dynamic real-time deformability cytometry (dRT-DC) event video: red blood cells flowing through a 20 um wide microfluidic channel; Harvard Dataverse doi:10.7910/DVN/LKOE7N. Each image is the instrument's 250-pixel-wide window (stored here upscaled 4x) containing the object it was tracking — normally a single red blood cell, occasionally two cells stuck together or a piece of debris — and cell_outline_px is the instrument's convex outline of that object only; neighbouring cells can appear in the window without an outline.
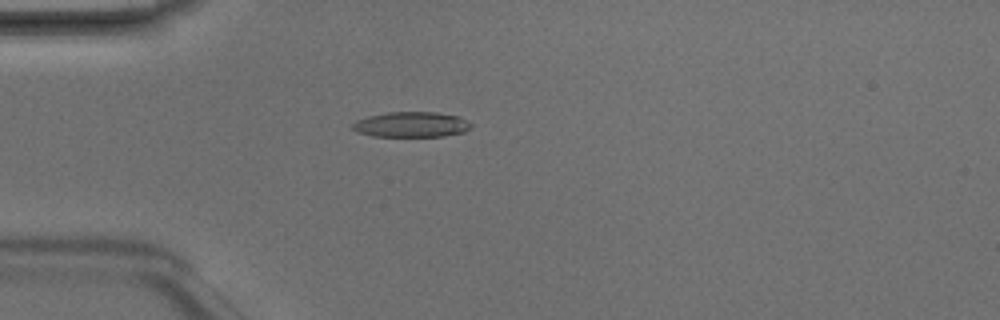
{"species": "Egyptian fruit bat (a non-hibernating species)", "species_latin": "Rousettus aegyptiacus", "temperature_condition": "room temperature", "stored_images_in_passage": 4, "camera_frame_rate_fps": 3000, "um_per_image_px": 0.085, "animal": {"sex": "male"}, "frame": {"image": 1, "passage_image": 4, "time_ms": 1.0, "image_size_px": [1000, 320], "cell_outline_px": [[472, 128], [464, 132], [444, 136], [372, 136], [356, 132], [352, 128], [352, 124], [356, 120], [368, 116], [388, 112], [436, 112], [460, 116], [472, 124]], "centroid_in_image_um": [34.98, 10.58], "position_along_channel_um": 50.0, "area_um2": 17.63}}